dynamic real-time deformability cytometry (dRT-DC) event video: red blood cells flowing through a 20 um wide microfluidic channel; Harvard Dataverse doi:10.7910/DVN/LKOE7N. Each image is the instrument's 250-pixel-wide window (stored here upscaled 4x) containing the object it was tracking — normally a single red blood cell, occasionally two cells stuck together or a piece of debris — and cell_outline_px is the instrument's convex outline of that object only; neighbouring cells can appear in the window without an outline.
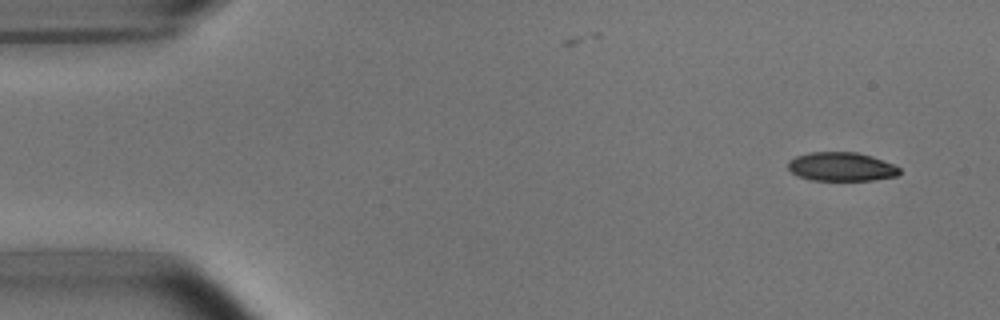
{"species": "common noctule bat (a hibernating species)", "species_latin": "Nyctalus noctula", "temperature_condition": "room temperature", "stored_images_in_passage": 50, "camera_frame_rate_fps": 3000, "um_per_image_px": 0.085, "animal": {"sex": "male", "body_mass_g": 15.6}, "frame": {"image": 1, "passage_image": 1, "time_ms": 0.0, "image_size_px": [1000, 320], "cell_outline_px": [[900, 172], [896, 176], [872, 180], [812, 180], [796, 176], [788, 168], [788, 160], [796, 156], [808, 152], [856, 152], [872, 156], [892, 164], [900, 168]], "centroid_in_image_um": [71.48, 14.16], "position_along_channel_um": 13.5, "area_um2": 18.73}}
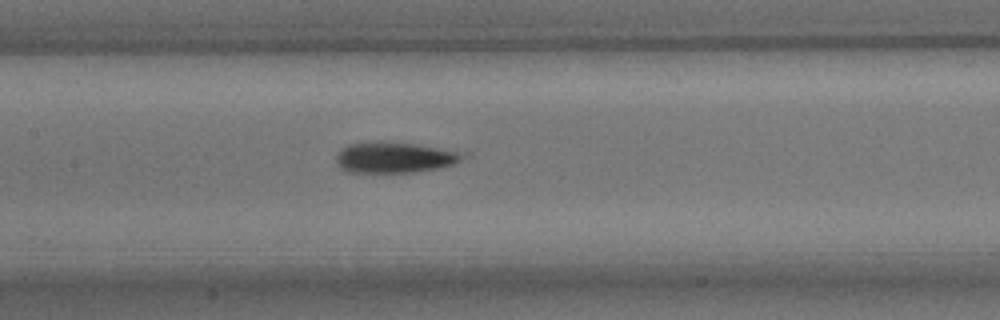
{"frame": {"image": 2, "passage_image": 22, "time_ms": 7.0, "image_size_px": [1000, 320], "cell_outline_px": [[472, 152], [456, 164], [436, 168], [412, 172], [344, 172], [336, 164], [336, 156], [340, 148], [348, 144], [372, 140], [384, 140], [416, 144]], "centroid_in_image_um": [33.57, 13.35], "position_along_channel_um": 173.8, "area_um2": 23.64}}
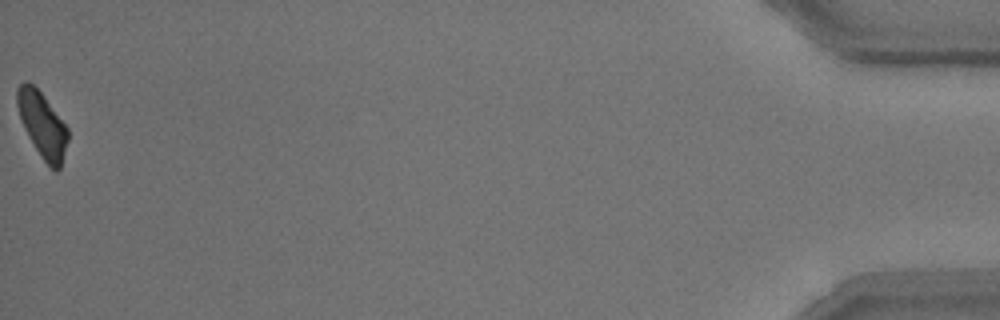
{"frame": {"image": 3, "passage_image": 50, "time_ms": 16.333, "image_size_px": [1000, 320], "cell_outline_px": [[68, 140], [60, 168], [56, 172], [44, 160], [28, 136], [24, 128], [16, 104], [16, 88], [24, 80], [28, 80], [44, 96], [68, 128]], "centroid_in_image_um": [3.58, 10.56], "position_along_channel_um": 431.6, "area_um2": 19.07}, "authors_computed_cell_mechanics": {"area_um2": 21.8195, "velocity_mm_per_s": 3.809, "shape_relaxation_time_tau1_ms": 2.1723, "shape_relaxation_time_tau2_ms": 5.0194, "deformation_change_tau1": 0.1113, "deformation_change_tau2": 0.149}}